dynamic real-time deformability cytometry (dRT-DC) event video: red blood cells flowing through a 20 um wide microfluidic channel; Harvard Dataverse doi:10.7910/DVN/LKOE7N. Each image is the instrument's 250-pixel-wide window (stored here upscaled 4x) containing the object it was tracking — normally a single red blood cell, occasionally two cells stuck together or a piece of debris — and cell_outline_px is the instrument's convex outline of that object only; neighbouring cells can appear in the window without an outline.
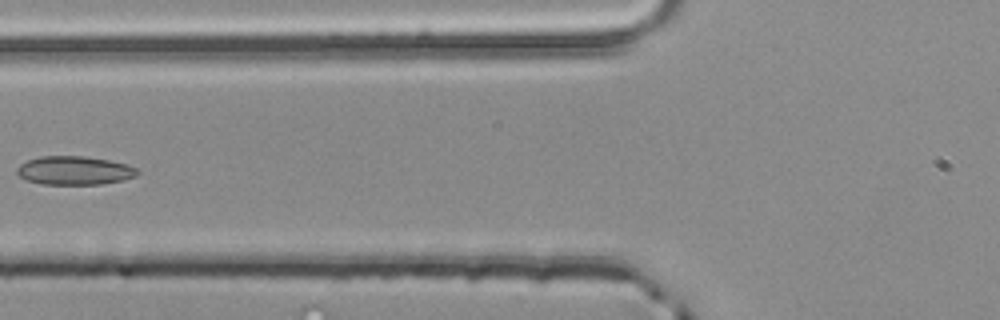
{"species": "common noctule bat (a hibernating species)", "species_latin": "Nyctalus noctula", "temperature_condition": "room temperature", "stored_images_in_passage": 4, "camera_frame_rate_fps": 3000, "um_per_image_px": 0.085, "animal": {"sex": "male", "body_mass_g": 20.4}, "frame": {"image": 1, "passage_image": 4, "time_ms": 1.0, "image_size_px": [1000, 320], "cell_outline_px": [[140, 172], [136, 176], [124, 180], [100, 184], [40, 184], [28, 180], [20, 176], [16, 172], [16, 168], [20, 164], [28, 160], [40, 156], [84, 156], [108, 160], [140, 168]], "centroid_in_image_um": [6.35, 14.49], "position_along_channel_um": 119.5, "area_um2": 20.11}}